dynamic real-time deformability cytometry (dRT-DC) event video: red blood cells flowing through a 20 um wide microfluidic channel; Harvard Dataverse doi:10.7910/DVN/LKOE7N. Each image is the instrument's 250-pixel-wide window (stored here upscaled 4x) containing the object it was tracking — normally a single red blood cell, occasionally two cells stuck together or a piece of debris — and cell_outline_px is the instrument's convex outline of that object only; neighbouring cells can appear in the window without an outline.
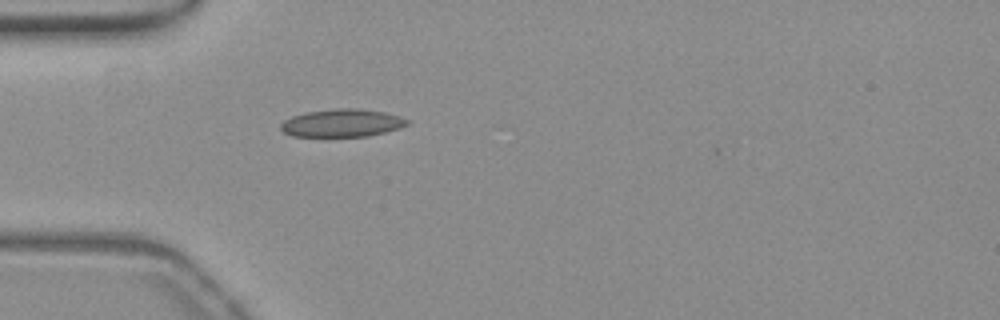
{"species": "common noctule bat (a hibernating species)", "species_latin": "Nyctalus noctula", "temperature_condition": "warm", "stored_images_in_passage": 35, "camera_frame_rate_fps": 3000, "um_per_image_px": 0.085, "animal": {"sex": "female", "body_mass_g": 19.3, "forearm_length_mm": 54.1}, "frame": {"image": 1, "passage_image": 1, "time_ms": 0.0, "image_size_px": [1000, 320], "cell_outline_px": [[408, 124], [384, 132], [368, 136], [292, 136], [284, 132], [280, 128], [280, 124], [284, 120], [292, 116], [304, 112], [336, 108], [356, 108], [384, 112], [408, 120]], "centroid_in_image_um": [29.0, 10.45], "position_along_channel_um": 56.0, "area_um2": 20.23}}
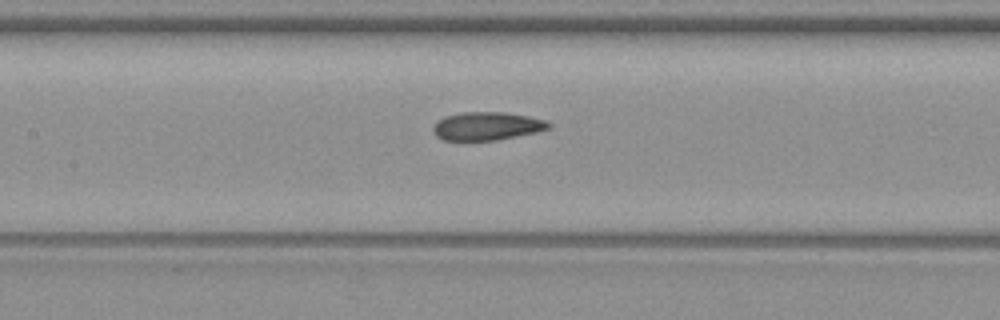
{"frame": {"image": 2, "passage_image": 10, "time_ms": 3.0, "image_size_px": [1000, 320], "cell_outline_px": [[552, 124], [548, 128], [536, 132], [496, 140], [444, 140], [436, 136], [432, 132], [432, 128], [436, 120], [444, 116], [464, 112], [504, 112], [528, 116], [544, 120]], "centroid_in_image_um": [41.33, 10.71], "position_along_channel_um": 166.1, "area_um2": 18.96}}
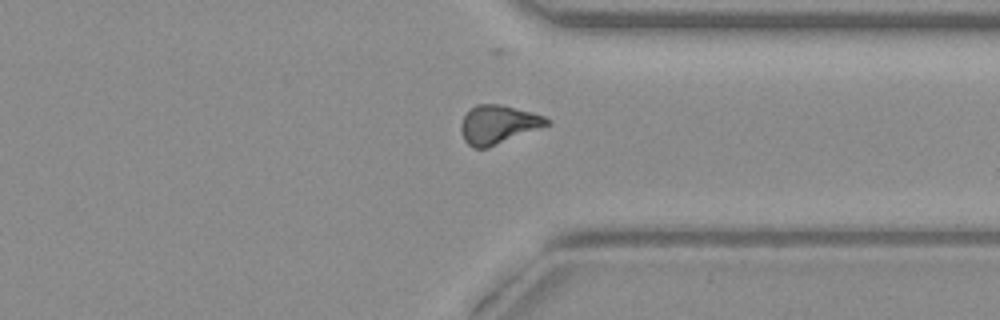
{"frame": {"image": 3, "passage_image": 26, "time_ms": 8.333, "image_size_px": [1000, 320], "cell_outline_px": [[552, 120], [548, 124], [488, 148], [472, 148], [464, 140], [460, 128], [460, 124], [464, 116], [476, 104], [500, 104], [532, 112], [544, 116]], "centroid_in_image_um": [42.31, 10.58], "position_along_channel_um": 369.1, "area_um2": 19.07}}